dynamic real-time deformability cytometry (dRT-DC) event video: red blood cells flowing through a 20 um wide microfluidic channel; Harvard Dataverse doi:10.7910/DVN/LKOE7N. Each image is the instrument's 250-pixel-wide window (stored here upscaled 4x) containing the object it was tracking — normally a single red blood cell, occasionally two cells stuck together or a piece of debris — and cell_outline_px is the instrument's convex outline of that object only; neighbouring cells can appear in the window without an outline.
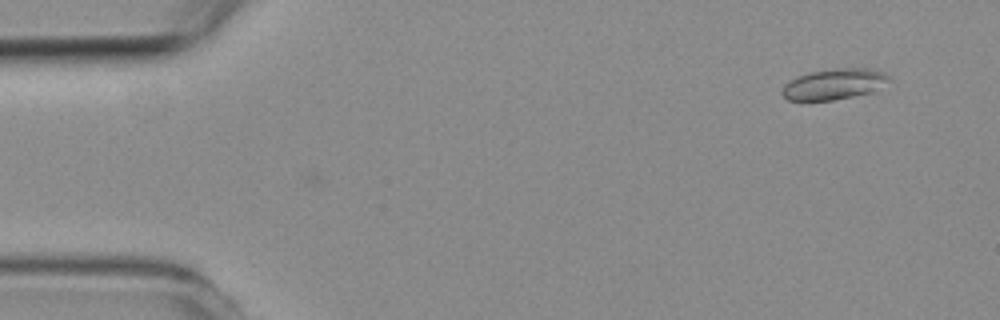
{"species": "common noctule bat (a hibernating species)", "species_latin": "Nyctalus noctula", "temperature_condition": "room temperature", "stored_images_in_passage": 6, "camera_frame_rate_fps": 3000, "um_per_image_px": 0.085, "animal": {"sex": "female", "body_mass_g": 19.3, "forearm_length_mm": 54.1}, "frame": {"image": 1, "passage_image": 6, "time_ms": 5.667, "image_size_px": [1000, 320], "cell_outline_px": [[892, 80], [876, 92], [832, 100], [788, 100], [780, 92], [784, 84], [796, 76], [812, 72], [844, 68], [868, 68], [884, 72]], "centroid_in_image_um": [70.95, 7.16], "position_along_channel_um": 14.0, "area_um2": 19.31}}